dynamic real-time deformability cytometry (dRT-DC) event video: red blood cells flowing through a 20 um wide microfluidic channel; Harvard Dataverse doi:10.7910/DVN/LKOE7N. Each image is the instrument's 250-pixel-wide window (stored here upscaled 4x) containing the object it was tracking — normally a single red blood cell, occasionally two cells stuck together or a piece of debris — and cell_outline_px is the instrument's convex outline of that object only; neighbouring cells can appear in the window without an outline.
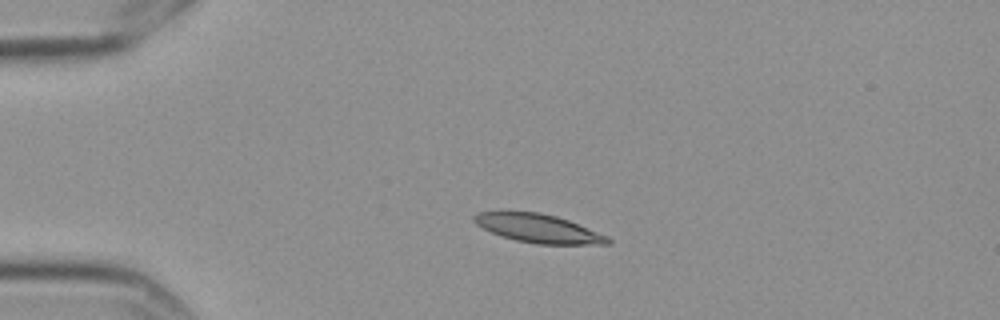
{"species": "Egyptian fruit bat (a non-hibernating species)", "species_latin": "Rousettus aegyptiacus", "temperature_condition": "cold", "stored_images_in_passage": 5, "camera_frame_rate_fps": 3000, "um_per_image_px": 0.085, "frame": {"image": 1, "passage_image": 4, "time_ms": 1.0, "image_size_px": [1000, 320], "cell_outline_px": [[612, 240], [608, 244], [536, 244], [516, 240], [492, 232], [476, 224], [472, 220], [472, 216], [480, 212], [504, 208], [540, 212], [556, 216], [568, 220], [608, 236]], "centroid_in_image_um": [45.68, 19.36], "position_along_channel_um": 39.3, "area_um2": 22.77}}